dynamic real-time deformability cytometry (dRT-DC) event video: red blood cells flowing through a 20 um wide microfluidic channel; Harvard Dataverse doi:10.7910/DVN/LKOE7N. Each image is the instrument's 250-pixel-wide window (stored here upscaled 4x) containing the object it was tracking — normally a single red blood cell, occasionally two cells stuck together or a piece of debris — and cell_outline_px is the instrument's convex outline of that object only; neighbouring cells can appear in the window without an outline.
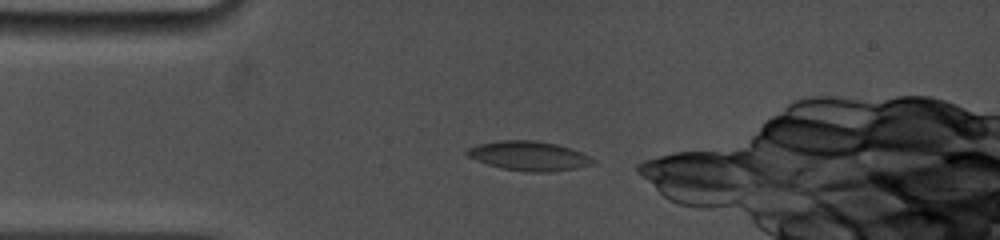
{"species": "common noctule bat (a hibernating species)", "species_latin": "Nyctalus noctula", "temperature_condition": "cold", "stored_images_in_passage": 45, "camera_frame_rate_fps": 5000, "um_per_image_px": 0.085, "animal": {"sex": "female", "body_mass_g": 19.0, "forearm_length_mm": 53.3}, "frame": {"image": 1, "passage_image": 1, "time_ms": 0.0, "image_size_px": [1000, 240], "cell_outline_px": [[596, 164], [576, 168], [548, 172], [528, 172], [504, 168], [488, 164], [476, 160], [468, 156], [464, 152], [468, 148], [476, 144], [500, 140], [536, 140], [556, 144], [572, 148], [596, 160]], "centroid_in_image_um": [44.96, 13.24], "position_along_channel_um": 40.0, "area_um2": 21.62}}
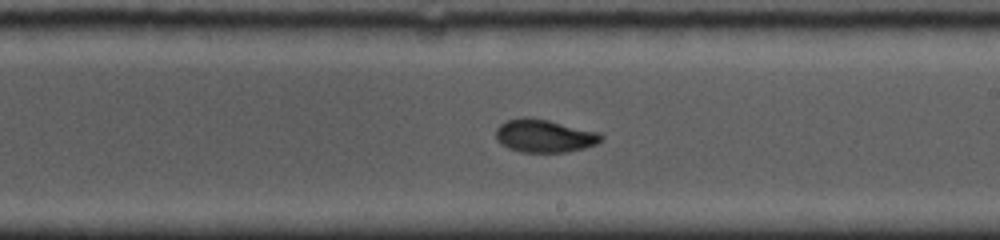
{"frame": {"image": 2, "passage_image": 26, "time_ms": 5.8, "image_size_px": [1000, 240], "cell_outline_px": [[604, 136], [596, 144], [584, 148], [568, 152], [520, 152], [508, 148], [496, 140], [496, 128], [500, 124], [508, 120], [548, 120], [600, 132]], "centroid_in_image_um": [46.31, 11.59], "position_along_channel_um": 242.7, "area_um2": 19.71}}
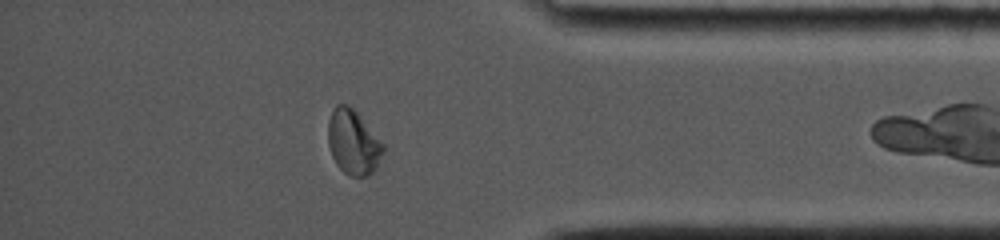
{"frame": {"image": 3, "passage_image": 42, "time_ms": 10.2, "image_size_px": [1000, 240], "cell_outline_px": [[384, 152], [376, 168], [368, 176], [348, 176], [336, 164], [332, 156], [328, 144], [328, 120], [332, 108], [336, 104], [348, 104], [356, 112], [384, 144]], "centroid_in_image_um": [30.01, 12.09], "position_along_channel_um": 405.2, "area_um2": 20.81}}